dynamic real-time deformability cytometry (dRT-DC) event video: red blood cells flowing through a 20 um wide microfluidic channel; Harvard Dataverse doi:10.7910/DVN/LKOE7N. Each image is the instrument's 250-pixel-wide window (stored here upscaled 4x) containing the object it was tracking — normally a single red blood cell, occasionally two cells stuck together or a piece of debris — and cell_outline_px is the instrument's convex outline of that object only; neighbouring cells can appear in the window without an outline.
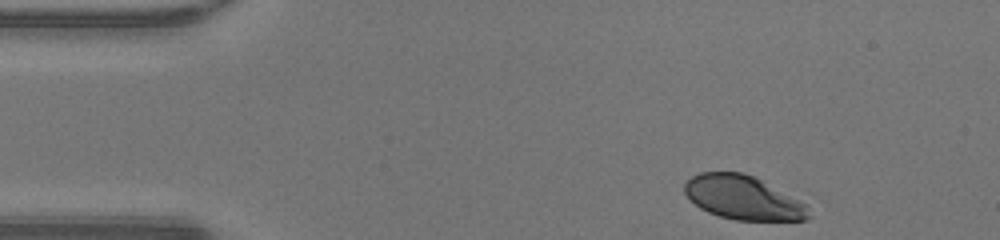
{"species": "human", "species_latin": "Homo sapiens", "temperature_condition": "warm", "stored_images_in_passage": 34, "camera_frame_rate_fps": 3000, "um_per_image_px": 0.085, "donor": {"sex": "male"}, "frame": {"image": 1, "passage_image": 1, "time_ms": 0.0, "image_size_px": [1000, 240], "cell_outline_px": [[812, 216], [808, 220], [736, 220], [720, 216], [708, 212], [700, 208], [684, 192], [684, 184], [692, 176], [700, 172], [744, 172], [756, 176], [800, 200], [808, 208]], "centroid_in_image_um": [63.19, 16.79], "position_along_channel_um": 21.8, "area_um2": 31.85}}
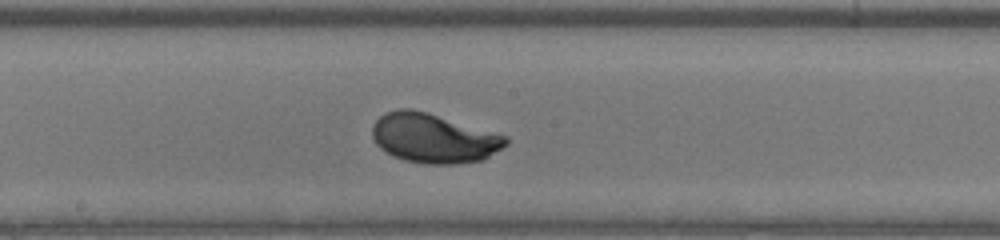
{"frame": {"image": 2, "passage_image": 20, "time_ms": 6.333, "image_size_px": [1000, 240], "cell_outline_px": [[508, 144], [484, 160], [456, 164], [424, 164], [404, 160], [392, 156], [380, 148], [376, 144], [372, 136], [372, 124], [384, 112], [400, 108], [412, 108], [428, 112], [496, 132], [508, 136]], "centroid_in_image_um": [36.86, 11.74], "position_along_channel_um": 211.3, "area_um2": 39.02}}
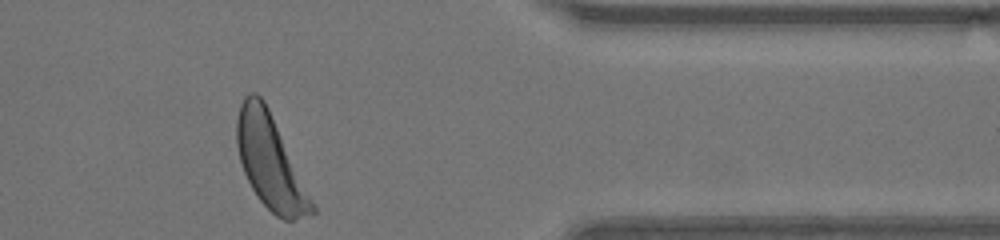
{"frame": {"image": 3, "passage_image": 34, "time_ms": 11.0, "image_size_px": [1000, 240], "cell_outline_px": [[316, 212], [292, 220], [284, 220], [276, 216], [256, 196], [244, 172], [240, 160], [236, 144], [236, 120], [240, 104], [244, 96], [248, 92], [256, 92], [264, 100], [268, 108], [316, 208]], "centroid_in_image_um": [22.93, 13.74], "position_along_channel_um": 388.5, "area_um2": 40.17}, "authors_computed_cell_mechanics": {"area_um2": 36.9631, "velocity_mm_per_s": 4.2907, "shape_relaxation_time_tau1_ms": 3.8779, "shape_relaxation_time_tau2_ms": null, "deformation_change_tau1": 0.2242, "deformation_change_tau2": null}}